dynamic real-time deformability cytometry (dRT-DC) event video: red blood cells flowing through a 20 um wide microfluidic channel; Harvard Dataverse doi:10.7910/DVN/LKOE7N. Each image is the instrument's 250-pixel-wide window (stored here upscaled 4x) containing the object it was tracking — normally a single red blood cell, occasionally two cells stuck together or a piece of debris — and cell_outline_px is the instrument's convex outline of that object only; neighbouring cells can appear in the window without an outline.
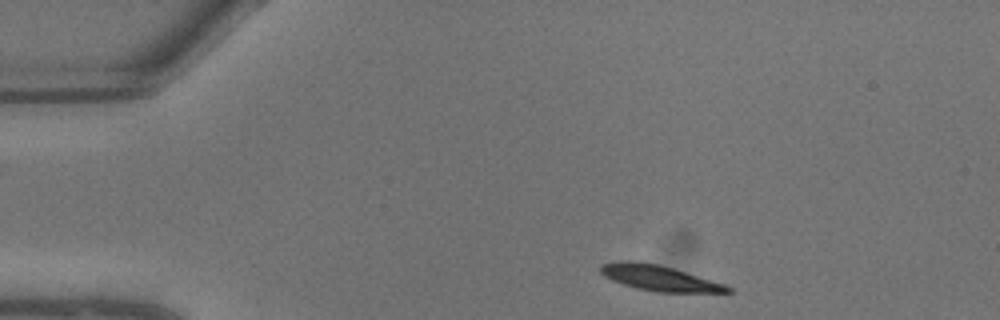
{"species": "common noctule bat (a hibernating species)", "species_latin": "Nyctalus noctula", "temperature_condition": "warm", "stored_images_in_passage": 8, "camera_frame_rate_fps": 3000, "um_per_image_px": 0.085, "animal": {"sex": "male", "body_mass_g": 13.3}, "frame": {"image": 1, "passage_image": 1, "time_ms": 0.0, "image_size_px": [1000, 320], "cell_outline_px": [[732, 292], [656, 292], [636, 288], [612, 280], [604, 276], [600, 272], [600, 264], [616, 260], [640, 260], [660, 264], [724, 284], [732, 288]], "centroid_in_image_um": [55.96, 23.6], "position_along_channel_um": 29.0, "area_um2": 19.02}}
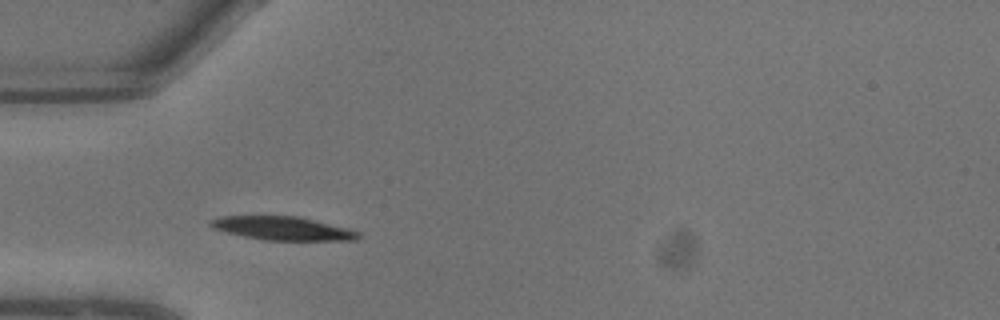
{"frame": {"image": 2, "passage_image": 4, "time_ms": 1.0, "image_size_px": [1000, 320], "cell_outline_px": [[364, 236], [356, 240], [268, 240], [244, 236], [212, 228], [208, 224], [212, 220], [220, 216], [300, 216], [348, 228], [360, 232]], "centroid_in_image_um": [24.1, 19.4], "position_along_channel_um": 60.9, "area_um2": 20.23}}
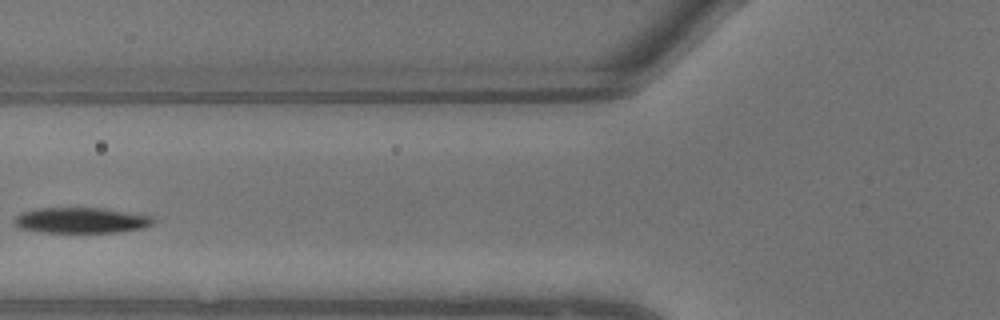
{"frame": {"image": 3, "passage_image": 6, "time_ms": 1.667, "image_size_px": [1000, 320], "cell_outline_px": [[156, 220], [152, 224], [144, 228], [116, 232], [44, 232], [20, 228], [12, 220], [20, 212], [40, 208], [104, 208], [152, 216]], "centroid_in_image_um": [6.91, 18.72], "position_along_channel_um": 118.9, "area_um2": 20.69}}